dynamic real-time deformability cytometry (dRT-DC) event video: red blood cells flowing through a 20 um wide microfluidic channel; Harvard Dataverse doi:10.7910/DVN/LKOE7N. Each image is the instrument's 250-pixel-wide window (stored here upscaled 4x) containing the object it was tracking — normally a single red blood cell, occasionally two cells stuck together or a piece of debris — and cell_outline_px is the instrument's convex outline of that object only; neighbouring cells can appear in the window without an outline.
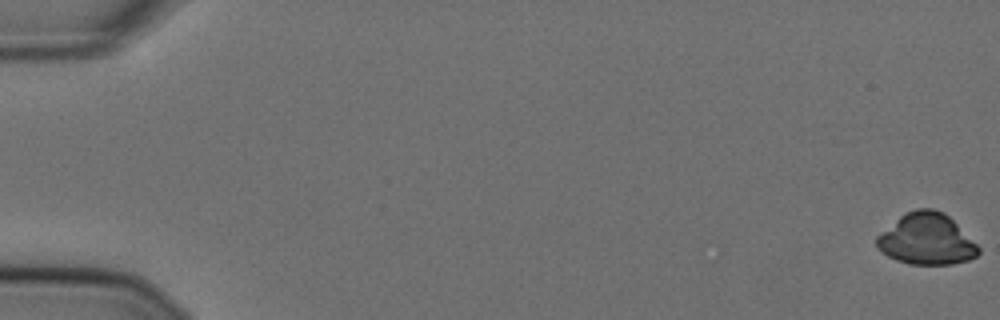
{"species": "Egyptian fruit bat (a non-hibernating species)", "species_latin": "Rousettus aegyptiacus", "temperature_condition": "cold", "stored_images_in_passage": 47, "camera_frame_rate_fps": 3000, "um_per_image_px": 0.085, "animal": {"sex": "female"}, "frame": {"image": 1, "passage_image": 1, "time_ms": 0.0, "image_size_px": [1000, 320], "cell_outline_px": [[980, 252], [976, 256], [968, 260], [952, 264], [908, 264], [896, 260], [888, 256], [876, 248], [876, 236], [900, 216], [916, 208], [932, 208], [944, 212], [980, 248]], "centroid_in_image_um": [78.73, 20.34], "position_along_channel_um": 6.3, "area_um2": 30.17}}